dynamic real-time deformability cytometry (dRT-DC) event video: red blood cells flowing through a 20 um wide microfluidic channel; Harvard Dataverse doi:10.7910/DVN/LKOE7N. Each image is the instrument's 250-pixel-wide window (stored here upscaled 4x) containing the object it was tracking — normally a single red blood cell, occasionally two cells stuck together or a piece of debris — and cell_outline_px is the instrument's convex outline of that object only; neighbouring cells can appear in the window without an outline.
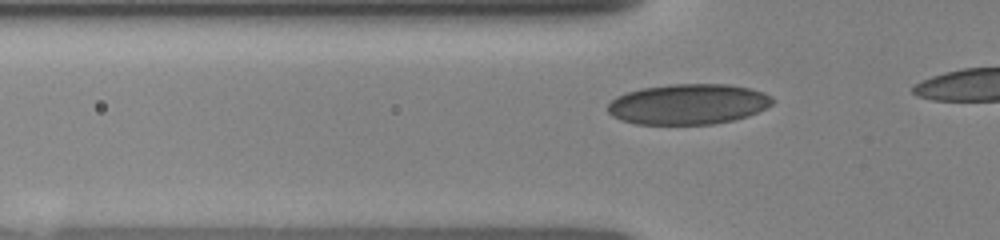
{"species": "human", "species_latin": "Homo sapiens", "temperature_condition": "room temperature", "stored_images_in_passage": 10, "camera_frame_rate_fps": 3000, "um_per_image_px": 0.085, "donor": {"sex": "female"}, "frame": {"image": 1, "passage_image": 2, "time_ms": 0.333, "image_size_px": [1000, 240], "cell_outline_px": [[776, 100], [772, 104], [748, 116], [732, 120], [712, 124], [636, 124], [620, 120], [612, 116], [608, 112], [608, 104], [616, 96], [640, 88], [668, 84], [728, 84], [748, 88], [764, 92], [772, 96]], "centroid_in_image_um": [58.49, 8.85], "position_along_channel_um": 67.3, "area_um2": 38.96}}
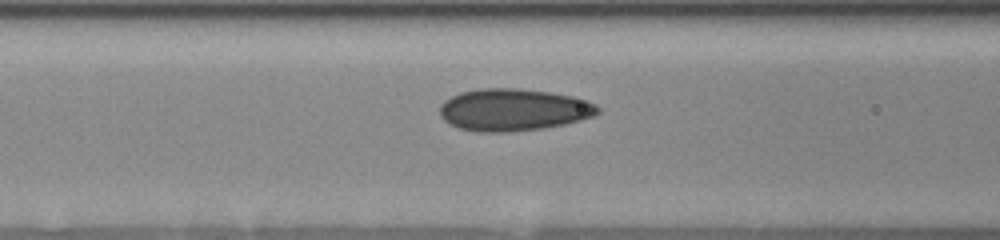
{"frame": {"image": 2, "passage_image": 8, "time_ms": 1.667, "image_size_px": [1000, 240], "cell_outline_px": [[600, 112], [596, 116], [564, 124], [544, 128], [508, 132], [480, 132], [460, 128], [444, 120], [440, 116], [440, 104], [444, 100], [460, 92], [480, 88], [520, 88], [548, 92], [572, 96], [588, 100], [596, 104], [600, 108]], "centroid_in_image_um": [43.66, 9.33], "position_along_channel_um": 122.9, "area_um2": 39.02}}